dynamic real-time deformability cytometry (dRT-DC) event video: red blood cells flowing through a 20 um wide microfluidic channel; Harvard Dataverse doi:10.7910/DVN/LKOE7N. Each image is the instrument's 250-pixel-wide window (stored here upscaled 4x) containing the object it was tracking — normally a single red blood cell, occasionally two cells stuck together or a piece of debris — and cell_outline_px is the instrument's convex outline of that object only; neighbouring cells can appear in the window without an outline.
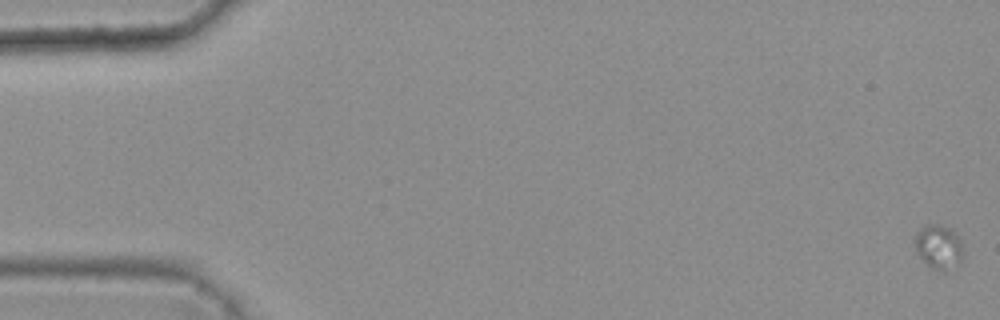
{"species": "common noctule bat (a hibernating species)", "species_latin": "Nyctalus noctula", "temperature_condition": "warm", "stored_images_in_passage": 10, "camera_frame_rate_fps": 3000, "um_per_image_px": 0.085, "animal": {"sex": "female", "body_mass_g": 25.1}, "frame": {"image": 1, "passage_image": 1, "time_ms": 0.0, "image_size_px": [1000, 320], "cell_outline_px": [[964, 252], [960, 260], [944, 272], [940, 272], [932, 268], [916, 252], [916, 236], [920, 228], [928, 224], [936, 224], [952, 228], [960, 240]], "centroid_in_image_um": [79.81, 20.97], "position_along_channel_um": 5.2, "area_um2": 12.2}}